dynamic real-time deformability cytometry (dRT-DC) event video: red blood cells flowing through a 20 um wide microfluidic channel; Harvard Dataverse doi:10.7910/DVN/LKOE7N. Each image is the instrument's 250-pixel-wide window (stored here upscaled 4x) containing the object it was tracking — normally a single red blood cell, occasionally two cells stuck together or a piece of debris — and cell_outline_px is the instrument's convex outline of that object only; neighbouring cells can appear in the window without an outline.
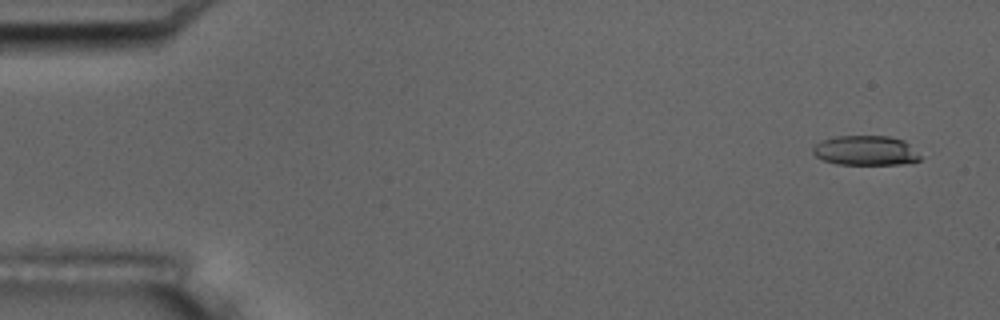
{"species": "common noctule bat (a hibernating species)", "species_latin": "Nyctalus noctula", "temperature_condition": "room temperature", "stored_images_in_passage": 5, "camera_frame_rate_fps": 3000, "um_per_image_px": 0.085, "animal": {"sex": "male", "body_mass_g": 17.5, "forearm_length_mm": 52.3}, "frame": {"image": 1, "passage_image": 1, "time_ms": 0.0, "image_size_px": [1000, 320], "cell_outline_px": [[920, 160], [900, 164], [836, 164], [824, 160], [816, 156], [812, 152], [812, 148], [816, 144], [824, 140], [836, 136], [892, 136], [904, 140], [920, 156]], "centroid_in_image_um": [73.56, 12.79], "position_along_channel_um": 11.4, "area_um2": 18.38}}
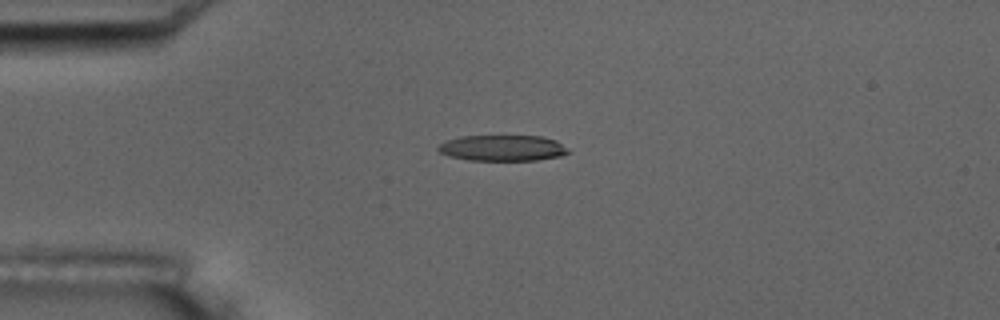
{"frame": {"image": 2, "passage_image": 4, "time_ms": 1.0, "image_size_px": [1000, 320], "cell_outline_px": [[568, 152], [560, 156], [536, 160], [468, 160], [448, 156], [440, 152], [436, 148], [440, 144], [448, 140], [460, 136], [540, 136], [556, 140]], "centroid_in_image_um": [42.66, 12.58], "position_along_channel_um": 42.3, "area_um2": 19.36}}